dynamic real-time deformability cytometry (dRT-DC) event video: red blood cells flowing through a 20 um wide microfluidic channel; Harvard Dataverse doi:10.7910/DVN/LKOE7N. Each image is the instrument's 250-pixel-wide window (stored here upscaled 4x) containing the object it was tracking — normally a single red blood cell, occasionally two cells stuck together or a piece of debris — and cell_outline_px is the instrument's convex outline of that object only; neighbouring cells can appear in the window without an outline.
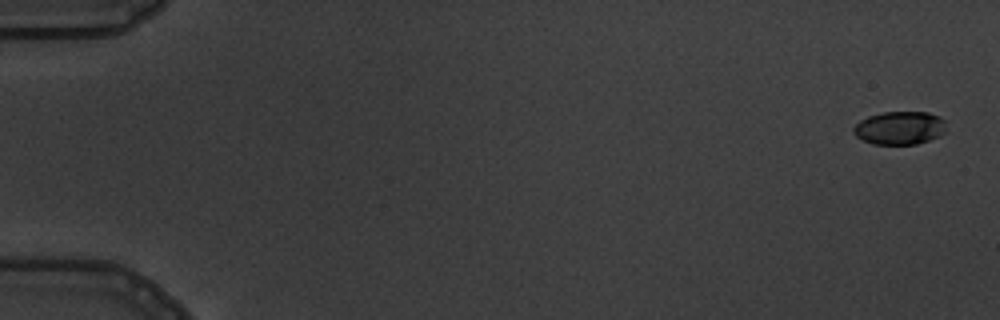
{"species": "common noctule bat (a hibernating species)", "species_latin": "Nyctalus noctula", "temperature_condition": "warm", "stored_images_in_passage": 9, "camera_frame_rate_fps": 3000, "um_per_image_px": 0.085, "animal": {"sex": "male", "body_mass_g": 19.5, "forearm_length_mm": 54.6}, "frame": {"image": 1, "passage_image": 1, "time_ms": 0.0, "image_size_px": [1000, 320], "cell_outline_px": [[944, 132], [940, 136], [916, 144], [872, 144], [856, 136], [852, 132], [852, 128], [860, 120], [868, 116], [884, 112], [928, 112], [940, 116], [944, 120]], "centroid_in_image_um": [76.45, 10.87], "position_along_channel_um": 8.5, "area_um2": 17.92}}
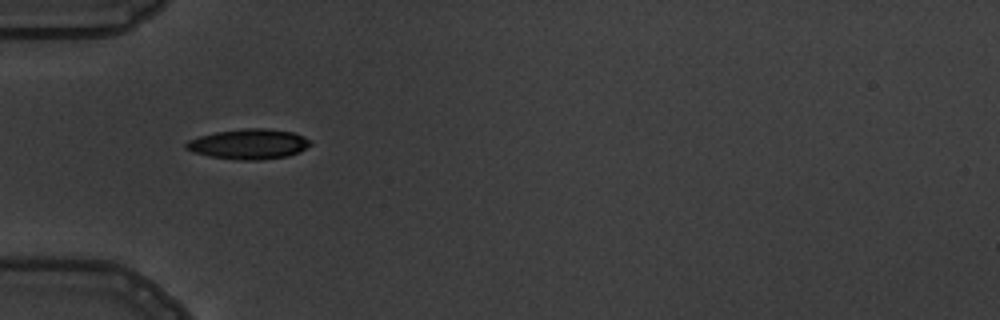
{"frame": {"image": 2, "passage_image": 6, "time_ms": 5.667, "image_size_px": [1000, 320], "cell_outline_px": [[312, 144], [300, 152], [288, 156], [260, 160], [240, 160], [212, 156], [192, 152], [184, 148], [184, 144], [188, 140], [200, 136], [216, 132], [244, 128], [268, 128], [292, 132], [304, 136], [312, 140]], "centroid_in_image_um": [21.18, 12.24], "position_along_channel_um": 63.8, "area_um2": 21.96}}
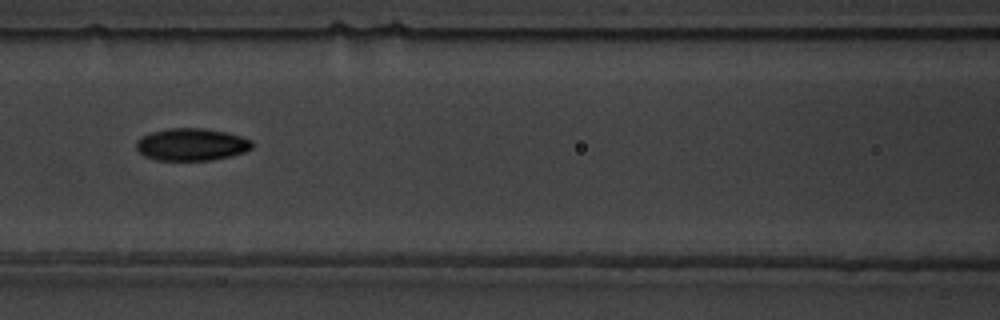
{"frame": {"image": 3, "passage_image": 8, "time_ms": 8.0, "image_size_px": [1000, 320], "cell_outline_px": [[252, 148], [244, 152], [232, 156], [212, 160], [156, 160], [144, 156], [136, 148], [136, 140], [140, 136], [148, 132], [168, 128], [204, 128], [224, 132], [240, 136], [252, 140]], "centroid_in_image_um": [16.24, 12.28], "position_along_channel_um": 150.4, "area_um2": 22.02}}